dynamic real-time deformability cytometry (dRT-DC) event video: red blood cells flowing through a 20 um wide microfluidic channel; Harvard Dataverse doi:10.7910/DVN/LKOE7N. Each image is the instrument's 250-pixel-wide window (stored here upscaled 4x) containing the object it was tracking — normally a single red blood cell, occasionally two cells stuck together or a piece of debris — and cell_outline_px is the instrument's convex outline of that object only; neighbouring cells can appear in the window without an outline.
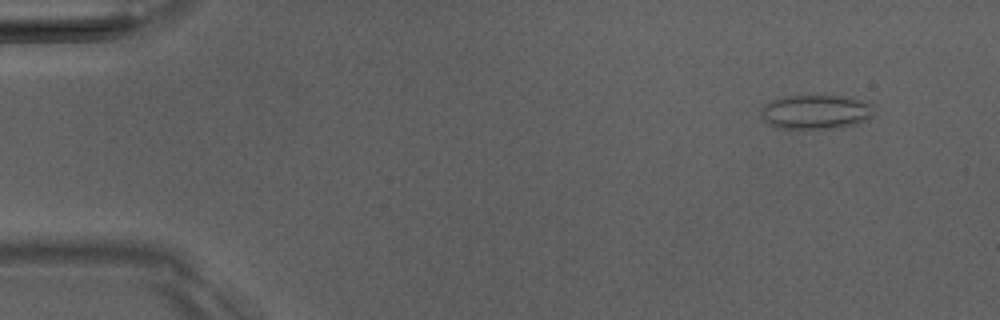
{"species": "Egyptian fruit bat (a non-hibernating species)", "species_latin": "Rousettus aegyptiacus", "temperature_condition": "room temperature", "stored_images_in_passage": 4, "camera_frame_rate_fps": 3000, "um_per_image_px": 0.085, "animal": {"sex": "male"}, "frame": {"image": 1, "passage_image": 1, "time_ms": 0.0, "image_size_px": [1000, 320], "cell_outline_px": [[872, 116], [856, 124], [840, 128], [780, 128], [768, 124], [760, 116], [760, 112], [764, 104], [772, 100], [784, 96], [852, 96], [868, 100], [872, 104]], "centroid_in_image_um": [69.36, 9.5], "position_along_channel_um": 15.6, "area_um2": 22.83}}